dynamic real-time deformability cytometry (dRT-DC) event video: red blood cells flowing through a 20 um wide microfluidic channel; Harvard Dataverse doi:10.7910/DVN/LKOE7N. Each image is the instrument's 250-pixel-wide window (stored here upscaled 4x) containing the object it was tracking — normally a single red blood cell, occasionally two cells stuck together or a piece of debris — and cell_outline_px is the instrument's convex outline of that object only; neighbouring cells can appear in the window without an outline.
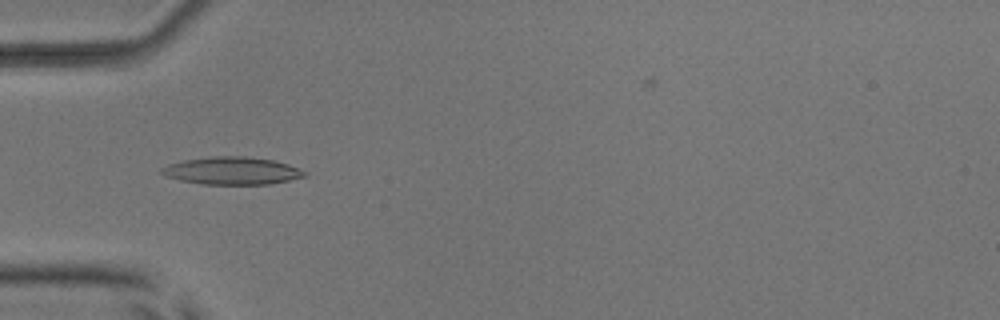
{"species": "common noctule bat (a hibernating species)", "species_latin": "Nyctalus noctula", "temperature_condition": "room temperature", "stored_images_in_passage": 7, "camera_frame_rate_fps": 3000, "um_per_image_px": 0.085, "animal": {"sex": "male", "body_mass_g": 17.9, "forearm_length_mm": 54.2}, "frame": {"image": 1, "passage_image": 4, "time_ms": 3.333, "image_size_px": [1000, 320], "cell_outline_px": [[308, 176], [268, 184], [204, 184], [180, 180], [164, 176], [160, 172], [160, 168], [168, 164], [184, 160], [212, 156], [244, 156], [272, 160], [288, 164], [308, 172]], "centroid_in_image_um": [19.71, 14.51], "position_along_channel_um": 65.3, "area_um2": 22.95}}
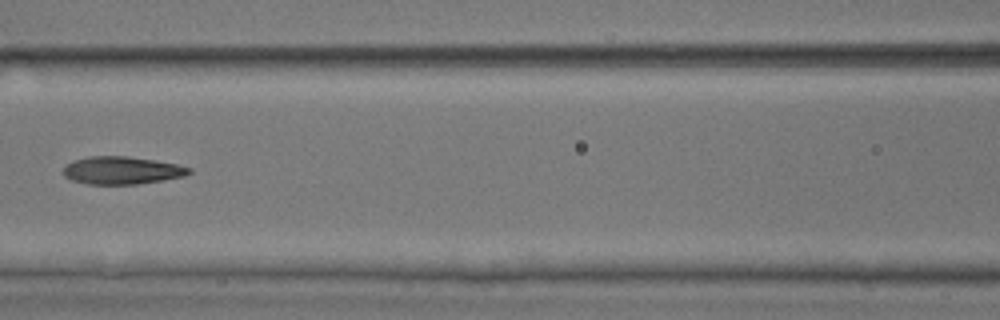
{"frame": {"image": 2, "passage_image": 6, "time_ms": 5.667, "image_size_px": [1000, 320], "cell_outline_px": [[192, 172], [184, 176], [164, 180], [136, 184], [84, 184], [72, 180], [64, 176], [64, 168], [68, 164], [76, 160], [88, 156], [128, 156], [176, 164], [192, 168]], "centroid_in_image_um": [10.37, 14.49], "position_along_channel_um": 156.2, "area_um2": 20.17}}
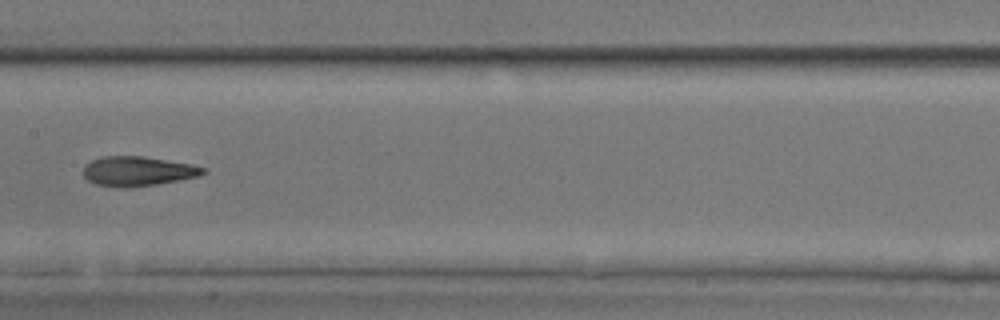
{"frame": {"image": 3, "passage_image": 7, "time_ms": 6.667, "image_size_px": [1000, 320], "cell_outline_px": [[208, 172], [200, 176], [180, 180], [156, 184], [128, 188], [124, 188], [96, 184], [88, 180], [84, 176], [84, 164], [92, 160], [104, 156], [144, 156], [192, 164], [208, 168]], "centroid_in_image_um": [11.76, 14.55], "position_along_channel_um": 195.6, "area_um2": 20.87}}